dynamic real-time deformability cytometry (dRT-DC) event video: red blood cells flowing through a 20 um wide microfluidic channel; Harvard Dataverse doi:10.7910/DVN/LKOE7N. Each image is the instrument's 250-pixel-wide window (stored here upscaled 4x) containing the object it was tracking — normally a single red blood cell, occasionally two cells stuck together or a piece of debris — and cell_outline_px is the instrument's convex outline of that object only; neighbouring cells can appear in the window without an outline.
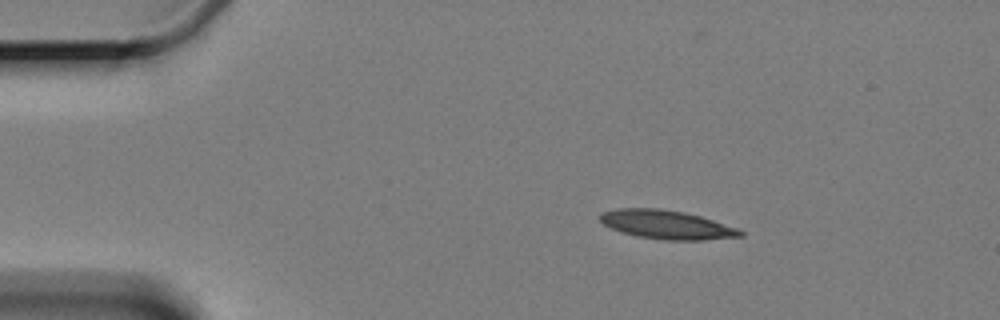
{"species": "Egyptian fruit bat (a non-hibernating species)", "species_latin": "Rousettus aegyptiacus", "temperature_condition": "cold", "stored_images_in_passage": 3, "camera_frame_rate_fps": 3000, "um_per_image_px": 0.085, "animal": {"sex": "female"}, "frame": {"image": 1, "passage_image": 1, "time_ms": 0.0, "image_size_px": [1000, 320], "cell_outline_px": [[744, 236], [704, 240], [664, 240], [636, 236], [620, 232], [604, 224], [600, 220], [600, 212], [616, 208], [660, 208], [684, 212], [700, 216], [736, 228], [744, 232]], "centroid_in_image_um": [56.63, 19.09], "position_along_channel_um": 28.4, "area_um2": 23.52}}